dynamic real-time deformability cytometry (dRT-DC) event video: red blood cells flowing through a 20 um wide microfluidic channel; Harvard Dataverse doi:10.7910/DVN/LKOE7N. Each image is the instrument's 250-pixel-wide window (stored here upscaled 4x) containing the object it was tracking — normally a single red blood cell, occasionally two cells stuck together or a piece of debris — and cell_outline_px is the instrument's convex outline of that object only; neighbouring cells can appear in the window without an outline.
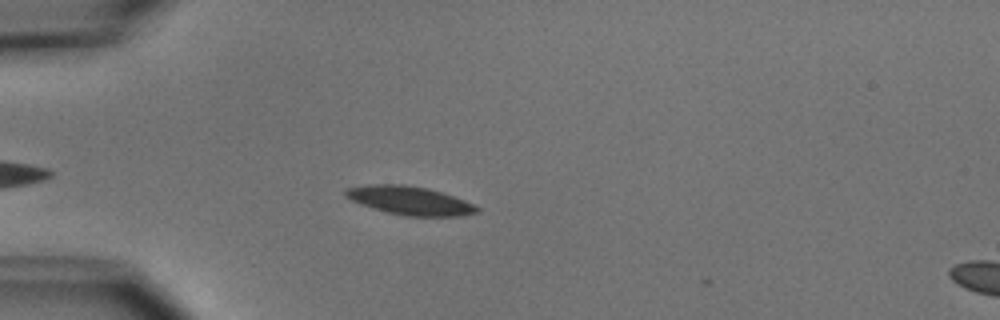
{"species": "common noctule bat (a hibernating species)", "species_latin": "Nyctalus noctula", "temperature_condition": "cold", "stored_images_in_passage": 3, "camera_frame_rate_fps": 3000, "um_per_image_px": 0.085, "animal": {"sex": "male", "body_mass_g": 15.6}, "frame": {"image": 1, "passage_image": 1, "time_ms": 0.0, "image_size_px": [1000, 320], "cell_outline_px": [[480, 212], [460, 216], [404, 216], [372, 208], [360, 204], [344, 196], [344, 188], [368, 184], [404, 184], [428, 188], [464, 200], [480, 208]], "centroid_in_image_um": [34.8, 17.04], "position_along_channel_um": 50.2, "area_um2": 21.91}}